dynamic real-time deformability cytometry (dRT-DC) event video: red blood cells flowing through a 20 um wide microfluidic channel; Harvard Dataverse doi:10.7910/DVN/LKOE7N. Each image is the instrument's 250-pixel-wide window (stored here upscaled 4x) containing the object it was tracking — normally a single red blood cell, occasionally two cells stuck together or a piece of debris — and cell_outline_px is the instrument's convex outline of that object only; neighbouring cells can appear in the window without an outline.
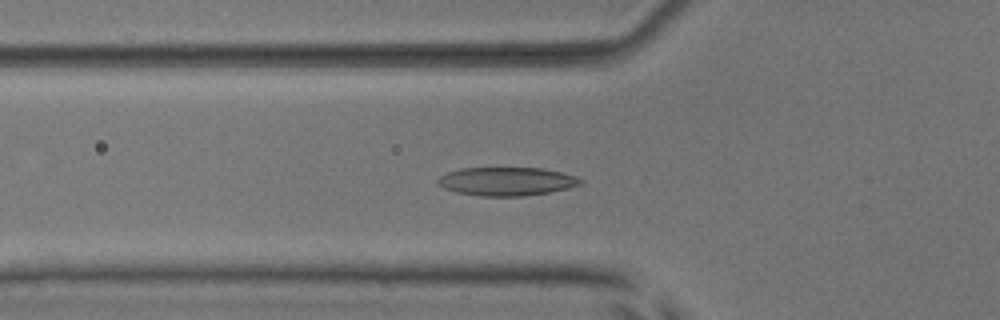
{"species": "common noctule bat (a hibernating species)", "species_latin": "Nyctalus noctula", "temperature_condition": "room temperature", "stored_images_in_passage": 46, "camera_frame_rate_fps": 3000, "um_per_image_px": 0.085, "animal": {"sex": "male", "body_mass_g": 17.9, "forearm_length_mm": 54.2}, "frame": {"image": 1, "passage_image": 12, "time_ms": 3.667, "image_size_px": [1000, 320], "cell_outline_px": [[584, 180], [580, 184], [568, 188], [548, 192], [524, 196], [480, 196], [456, 192], [444, 188], [436, 184], [436, 180], [440, 176], [448, 172], [460, 168], [540, 168], [560, 172], [576, 176]], "centroid_in_image_um": [43.03, 15.42], "position_along_channel_um": 82.8, "area_um2": 23.64}}
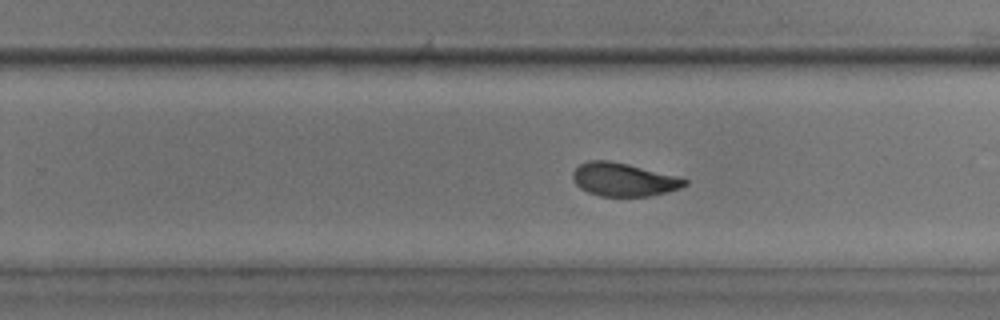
{"frame": {"image": 2, "passage_image": 27, "time_ms": 8.667, "image_size_px": [1000, 320], "cell_outline_px": [[688, 184], [680, 188], [648, 196], [600, 196], [588, 192], [580, 188], [572, 180], [572, 172], [580, 164], [588, 160], [608, 160], [628, 164], [688, 180]], "centroid_in_image_um": [52.94, 15.26], "position_along_channel_um": 276.9, "area_um2": 21.39}}
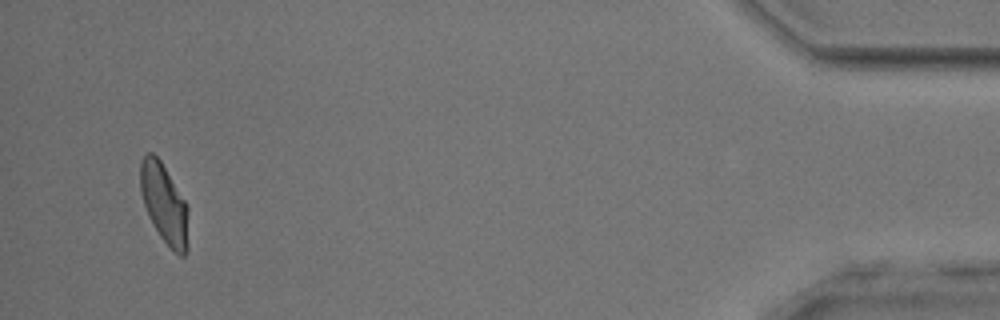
{"frame": {"image": 3, "passage_image": 44, "time_ms": 14.333, "image_size_px": [1000, 320], "cell_outline_px": [[188, 248], [184, 256], [180, 256], [160, 236], [144, 204], [140, 192], [140, 164], [144, 156], [148, 152], [152, 152], [160, 160], [188, 204]], "centroid_in_image_um": [13.99, 17.29], "position_along_channel_um": 421.2, "area_um2": 22.08}, "authors_computed_cell_mechanics": {"area_um2": 22.253, "velocity_mm_per_s": 3.8914, "shape_relaxation_time_tau1_ms": 3.0057, "shape_relaxation_time_tau2_ms": 1.8, "deformation_change_tau1": 0.1303, "deformation_change_tau2": 0.059}}